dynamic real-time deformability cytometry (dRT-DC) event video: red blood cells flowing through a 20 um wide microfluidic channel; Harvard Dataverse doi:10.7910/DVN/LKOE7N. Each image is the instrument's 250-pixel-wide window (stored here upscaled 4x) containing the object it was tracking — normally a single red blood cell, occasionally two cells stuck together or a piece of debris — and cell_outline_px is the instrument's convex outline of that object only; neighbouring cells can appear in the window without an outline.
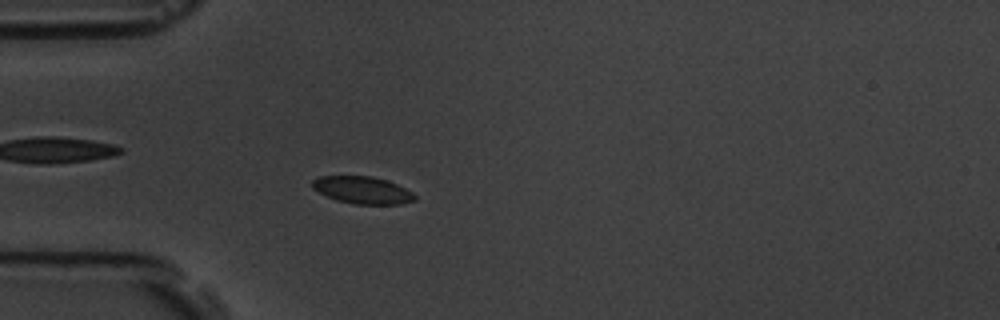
{"species": "common noctule bat (a hibernating species)", "species_latin": "Nyctalus noctula", "temperature_condition": "room temperature", "stored_images_in_passage": 6, "camera_frame_rate_fps": 3000, "um_per_image_px": 0.085, "animal": {"sex": "male", "body_mass_g": 19.5, "forearm_length_mm": 54.6}, "frame": {"image": 1, "passage_image": 6, "time_ms": 5.667, "image_size_px": [1000, 320], "cell_outline_px": [[416, 200], [400, 204], [356, 204], [336, 200], [312, 188], [312, 180], [320, 176], [372, 176], [388, 180], [412, 192], [416, 196]], "centroid_in_image_um": [30.82, 16.15], "position_along_channel_um": 54.2, "area_um2": 16.18}}